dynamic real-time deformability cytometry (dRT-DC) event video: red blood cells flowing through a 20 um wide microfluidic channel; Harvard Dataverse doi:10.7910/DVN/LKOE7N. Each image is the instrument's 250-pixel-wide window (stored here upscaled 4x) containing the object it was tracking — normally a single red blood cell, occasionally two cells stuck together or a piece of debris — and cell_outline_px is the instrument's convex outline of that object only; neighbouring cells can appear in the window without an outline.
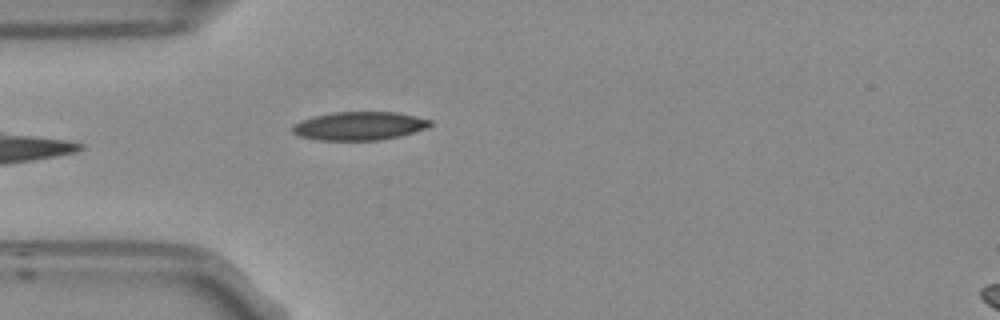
{"species": "Egyptian fruit bat (a non-hibernating species)", "species_latin": "Rousettus aegyptiacus", "temperature_condition": "room temperature", "stored_images_in_passage": 5, "camera_frame_rate_fps": 3000, "um_per_image_px": 0.085, "frame": {"image": 1, "passage_image": 5, "time_ms": 1.333, "image_size_px": [1000, 320], "cell_outline_px": [[432, 124], [428, 128], [400, 136], [380, 140], [316, 140], [300, 136], [292, 132], [292, 124], [300, 120], [332, 112], [396, 112], [416, 116], [432, 120]], "centroid_in_image_um": [30.55, 10.7], "position_along_channel_um": 54.5, "area_um2": 22.95}}